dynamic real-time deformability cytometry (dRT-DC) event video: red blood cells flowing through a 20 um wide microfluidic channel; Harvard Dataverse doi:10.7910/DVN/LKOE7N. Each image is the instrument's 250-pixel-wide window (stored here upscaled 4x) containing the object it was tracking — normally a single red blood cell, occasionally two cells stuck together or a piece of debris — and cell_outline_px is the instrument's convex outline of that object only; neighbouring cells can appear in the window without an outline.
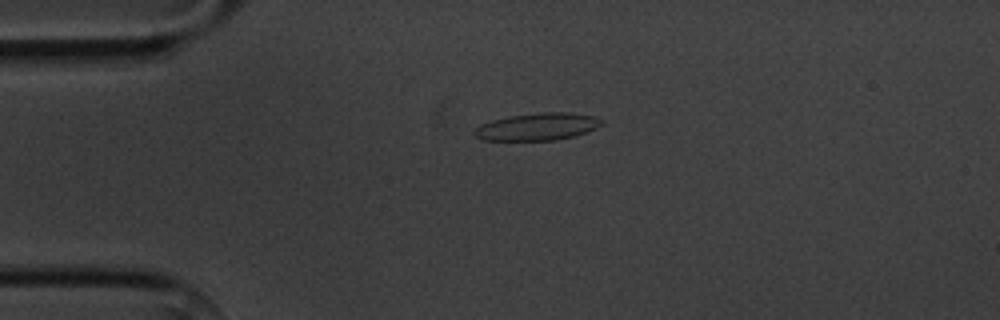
{"species": "common noctule bat (a hibernating species)", "species_latin": "Nyctalus noctula", "temperature_condition": "cold", "stored_images_in_passage": 2, "camera_frame_rate_fps": 3000, "um_per_image_px": 0.085, "animal": {"sex": "male", "body_mass_g": 20.1, "forearm_length_mm": 53.5}, "frame": {"image": 1, "passage_image": 1, "time_ms": 0.0, "image_size_px": [1000, 320], "cell_outline_px": [[604, 124], [596, 128], [572, 136], [556, 140], [484, 140], [476, 136], [472, 132], [480, 124], [492, 120], [512, 116], [540, 112], [568, 112], [596, 116], [604, 120]], "centroid_in_image_um": [45.71, 10.76], "position_along_channel_um": 39.3, "area_um2": 20.17}}